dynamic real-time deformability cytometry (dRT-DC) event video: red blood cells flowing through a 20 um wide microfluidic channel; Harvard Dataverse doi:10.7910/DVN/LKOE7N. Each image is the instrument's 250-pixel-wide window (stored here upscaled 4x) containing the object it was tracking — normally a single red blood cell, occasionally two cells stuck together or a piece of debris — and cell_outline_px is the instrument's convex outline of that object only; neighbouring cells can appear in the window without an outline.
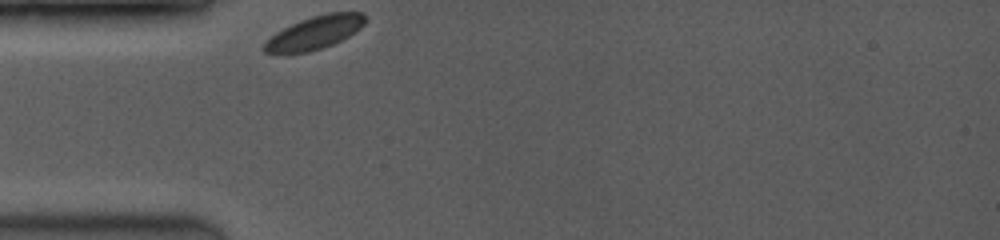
{"species": "common noctule bat (a hibernating species)", "species_latin": "Nyctalus noctula", "temperature_condition": "room temperature", "stored_images_in_passage": 34, "camera_frame_rate_fps": 3500, "um_per_image_px": 0.085, "animal": {"sex": "female", "body_mass_g": 19.0, "forearm_length_mm": 53.3}, "frame": {"image": 1, "passage_image": 1, "time_ms": 0.0, "image_size_px": [1000, 240], "cell_outline_px": [[364, 24], [360, 28], [348, 36], [332, 44], [308, 52], [264, 52], [260, 48], [276, 32], [300, 20], [312, 16], [328, 12], [364, 12]], "centroid_in_image_um": [26.76, 2.75], "position_along_channel_um": 58.2, "area_um2": 19.02}}
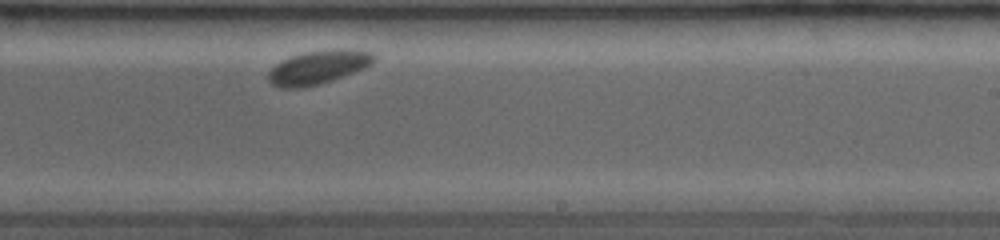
{"frame": {"image": 2, "passage_image": 21, "time_ms": 5.714, "image_size_px": [1000, 240], "cell_outline_px": [[376, 60], [372, 64], [364, 68], [332, 80], [320, 84], [300, 88], [280, 88], [272, 84], [268, 80], [268, 72], [276, 64], [292, 56], [304, 52], [340, 48], [372, 52], [376, 56]], "centroid_in_image_um": [27.07, 5.71], "position_along_channel_um": 261.9, "area_um2": 20.63}}
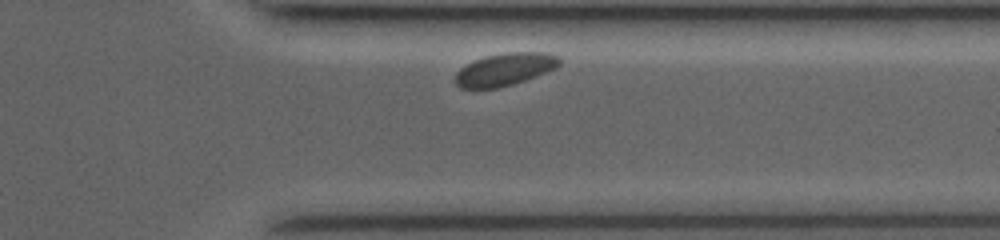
{"frame": {"image": 3, "passage_image": 31, "time_ms": 8.571, "image_size_px": [1000, 240], "cell_outline_px": [[564, 60], [556, 68], [536, 76], [512, 84], [496, 88], [460, 88], [452, 80], [456, 72], [460, 68], [484, 56], [504, 52], [548, 52], [560, 56]], "centroid_in_image_um": [42.94, 5.88], "position_along_channel_um": 368.5, "area_um2": 20.0}}